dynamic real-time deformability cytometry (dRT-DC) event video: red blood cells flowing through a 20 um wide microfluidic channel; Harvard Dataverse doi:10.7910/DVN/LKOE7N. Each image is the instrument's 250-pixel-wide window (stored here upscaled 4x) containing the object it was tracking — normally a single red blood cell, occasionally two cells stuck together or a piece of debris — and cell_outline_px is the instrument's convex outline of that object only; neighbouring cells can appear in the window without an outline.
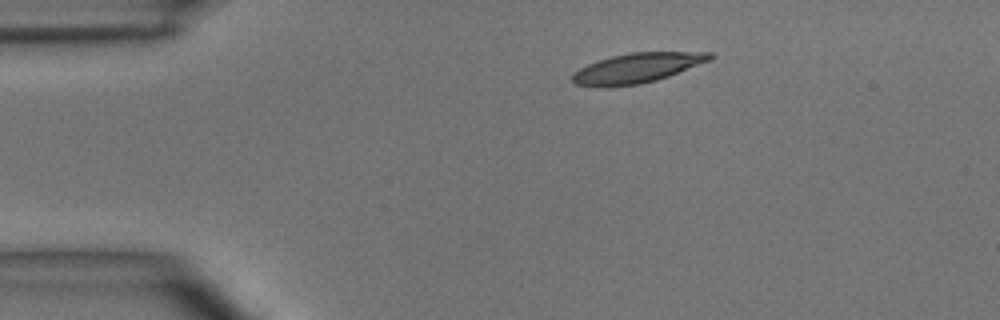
{"species": "common noctule bat (a hibernating species)", "species_latin": "Nyctalus noctula", "temperature_condition": "room temperature", "stored_images_in_passage": 11, "camera_frame_rate_fps": 3000, "um_per_image_px": 0.085, "animal": {"sex": "male", "body_mass_g": 15.6}, "frame": {"image": 1, "passage_image": 1, "time_ms": 0.0, "image_size_px": [1000, 320], "cell_outline_px": [[716, 56], [712, 60], [668, 76], [656, 80], [640, 84], [608, 88], [596, 88], [576, 84], [572, 80], [572, 76], [580, 68], [596, 60], [628, 52], [712, 52]], "centroid_in_image_um": [54.16, 5.79], "position_along_channel_um": 30.8, "area_um2": 24.22}}
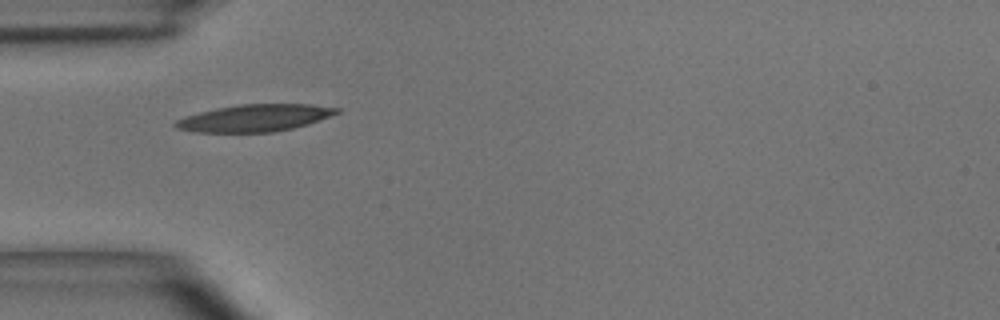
{"frame": {"image": 2, "passage_image": 7, "time_ms": 2.0, "image_size_px": [1000, 320], "cell_outline_px": [[340, 112], [308, 124], [292, 128], [272, 132], [196, 132], [176, 128], [172, 124], [176, 120], [184, 116], [216, 108], [240, 104], [312, 104], [340, 108]], "centroid_in_image_um": [21.63, 10.02], "position_along_channel_um": 63.4, "area_um2": 25.37}}
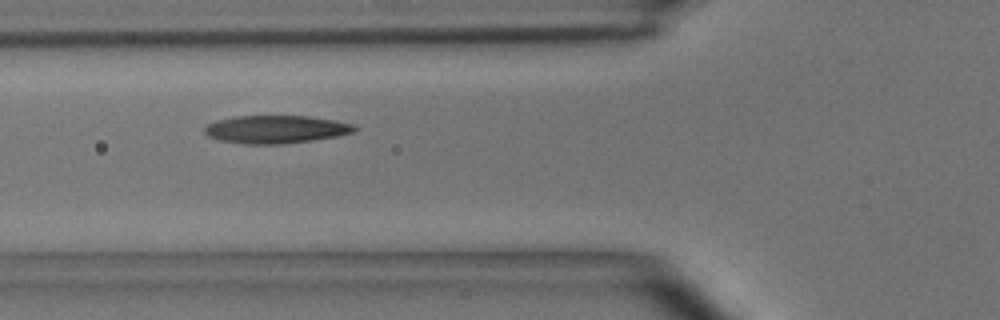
{"frame": {"image": 3, "passage_image": 10, "time_ms": 3.0, "image_size_px": [1000, 320], "cell_outline_px": [[360, 128], [352, 132], [336, 136], [312, 140], [284, 144], [244, 144], [220, 140], [208, 136], [204, 132], [204, 128], [208, 124], [216, 120], [236, 116], [308, 116], [336, 120], [352, 124]], "centroid_in_image_um": [23.45, 10.99], "position_along_channel_um": 102.4, "area_um2": 24.39}}